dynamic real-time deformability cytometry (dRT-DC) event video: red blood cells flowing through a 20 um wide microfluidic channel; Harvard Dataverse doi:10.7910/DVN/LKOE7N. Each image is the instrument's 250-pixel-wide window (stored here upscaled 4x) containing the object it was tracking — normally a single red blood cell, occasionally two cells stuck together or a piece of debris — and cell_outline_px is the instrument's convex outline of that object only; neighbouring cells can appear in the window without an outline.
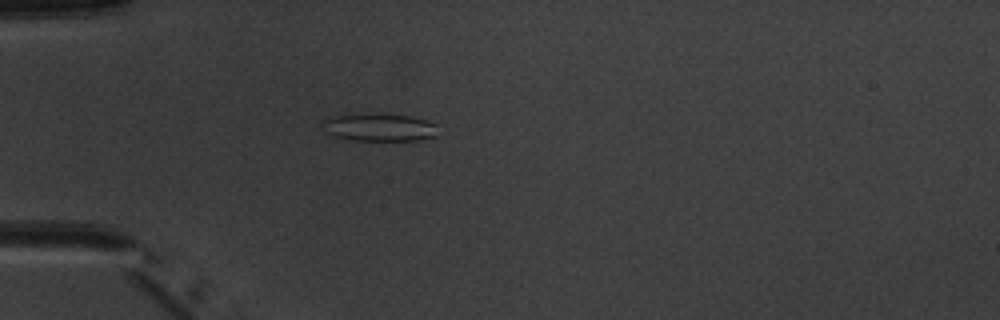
{"species": "common noctule bat (a hibernating species)", "species_latin": "Nyctalus noctula", "temperature_condition": "warm", "stored_images_in_passage": 5, "camera_frame_rate_fps": 3000, "um_per_image_px": 0.085, "animal": {"sex": "male", "body_mass_g": 20.1, "forearm_length_mm": 53.5}, "frame": {"image": 1, "passage_image": 5, "time_ms": 4.667, "image_size_px": [1000, 320], "cell_outline_px": [[436, 136], [416, 140], [348, 140], [332, 136], [324, 132], [324, 120], [328, 116], [372, 112], [408, 116], [424, 120], [436, 124]], "centroid_in_image_um": [32.16, 10.81], "position_along_channel_um": 52.8, "area_um2": 18.9}}